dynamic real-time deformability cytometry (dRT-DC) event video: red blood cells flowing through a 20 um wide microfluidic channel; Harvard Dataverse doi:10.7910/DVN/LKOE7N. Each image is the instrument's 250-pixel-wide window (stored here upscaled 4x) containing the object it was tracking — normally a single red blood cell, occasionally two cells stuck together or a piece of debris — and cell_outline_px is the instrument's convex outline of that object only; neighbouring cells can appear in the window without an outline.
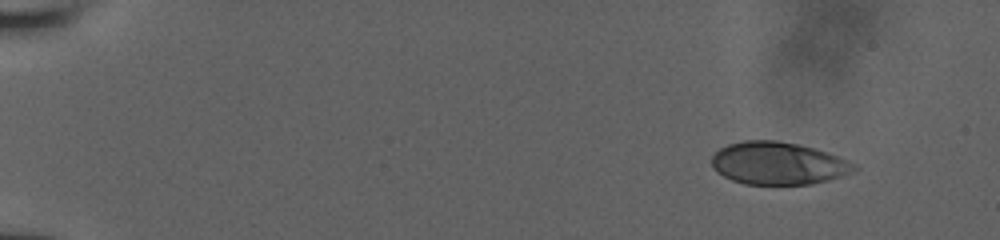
{"species": "human", "species_latin": "Homo sapiens", "temperature_condition": "room temperature", "stored_images_in_passage": 11, "camera_frame_rate_fps": 3000, "um_per_image_px": 0.085, "donor": {"sex": "male"}, "frame": {"image": 1, "passage_image": 1, "time_ms": 0.0, "image_size_px": [1000, 240], "cell_outline_px": [[860, 168], [856, 172], [844, 176], [812, 184], [744, 184], [732, 180], [716, 172], [712, 168], [712, 156], [720, 148], [728, 144], [744, 140], [776, 140], [796, 144], [828, 152], [856, 164]], "centroid_in_image_um": [66.17, 13.89], "position_along_channel_um": 18.8, "area_um2": 35.55}}
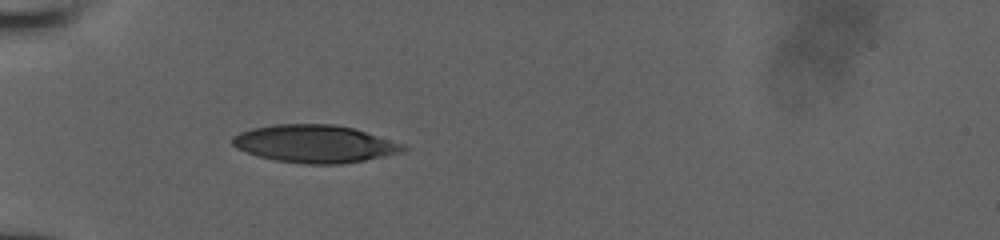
{"frame": {"image": 2, "passage_image": 8, "time_ms": 4.333, "image_size_px": [1000, 240], "cell_outline_px": [[408, 148], [404, 152], [364, 160], [340, 164], [304, 164], [276, 160], [256, 156], [236, 148], [232, 144], [232, 136], [240, 132], [252, 128], [272, 124], [332, 124], [352, 128], [404, 144]], "centroid_in_image_um": [26.72, 12.22], "position_along_channel_um": 58.3, "area_um2": 37.45}}
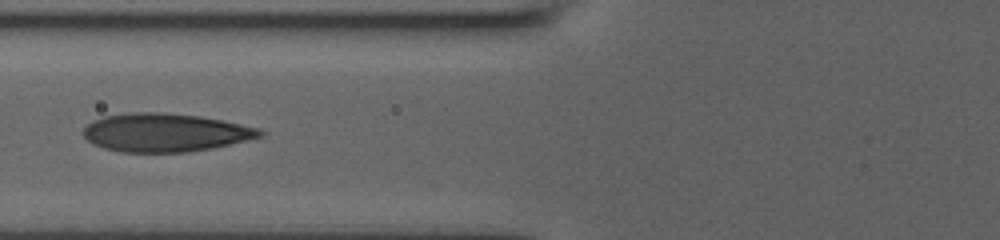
{"frame": {"image": 3, "passage_image": 10, "time_ms": 6.0, "image_size_px": [1000, 240], "cell_outline_px": [[264, 136], [212, 148], [188, 152], [124, 152], [104, 148], [88, 140], [84, 136], [84, 128], [92, 120], [104, 116], [132, 112], [160, 112], [200, 116], [260, 128], [264, 132]], "centroid_in_image_um": [14.05, 11.26], "position_along_channel_um": 111.7, "area_um2": 39.25}}